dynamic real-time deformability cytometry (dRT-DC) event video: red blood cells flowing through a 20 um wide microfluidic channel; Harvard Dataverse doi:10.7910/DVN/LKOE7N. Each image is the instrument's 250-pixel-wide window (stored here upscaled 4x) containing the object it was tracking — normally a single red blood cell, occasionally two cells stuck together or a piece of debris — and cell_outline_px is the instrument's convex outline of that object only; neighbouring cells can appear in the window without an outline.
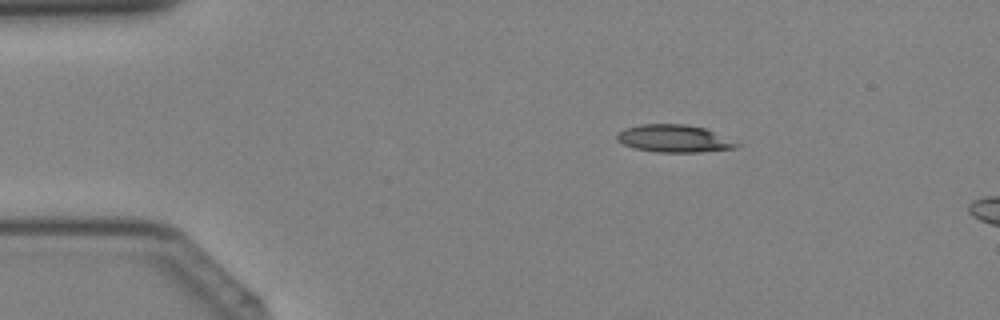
{"species": "Egyptian fruit bat (a non-hibernating species)", "species_latin": "Rousettus aegyptiacus", "temperature_condition": "cold", "stored_images_in_passage": 11, "camera_frame_rate_fps": 3000, "um_per_image_px": 0.085, "animal": {"sex": "female"}, "frame": {"image": 1, "passage_image": 7, "time_ms": 2.0, "image_size_px": [1000, 320], "cell_outline_px": [[744, 144], [736, 148], [700, 152], [656, 152], [636, 148], [624, 144], [616, 140], [616, 136], [624, 128], [640, 124], [684, 124], [704, 128]], "centroid_in_image_um": [57.33, 11.78], "position_along_channel_um": 27.7, "area_um2": 19.19}}